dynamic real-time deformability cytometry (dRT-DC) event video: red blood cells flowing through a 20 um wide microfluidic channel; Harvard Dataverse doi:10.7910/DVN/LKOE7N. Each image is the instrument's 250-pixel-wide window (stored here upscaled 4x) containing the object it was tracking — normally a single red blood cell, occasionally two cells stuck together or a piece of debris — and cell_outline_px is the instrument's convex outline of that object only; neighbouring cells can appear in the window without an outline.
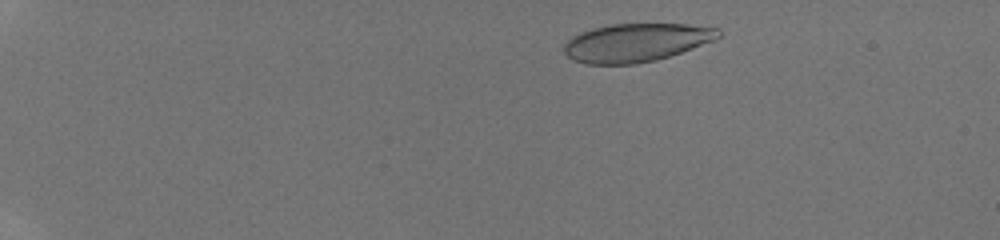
{"species": "human", "species_latin": "Homo sapiens", "temperature_condition": "room temperature", "stored_images_in_passage": 40, "camera_frame_rate_fps": 3000, "um_per_image_px": 0.085, "donor": {"sex": "male"}, "frame": {"image": 1, "passage_image": 4, "time_ms": 1.0, "image_size_px": [1000, 240], "cell_outline_px": [[720, 36], [716, 40], [656, 60], [636, 64], [584, 64], [572, 60], [564, 52], [564, 44], [572, 36], [580, 32], [592, 28], [608, 24], [684, 24], [720, 28]], "centroid_in_image_um": [54.05, 3.62], "position_along_channel_um": 30.9, "area_um2": 34.56}}
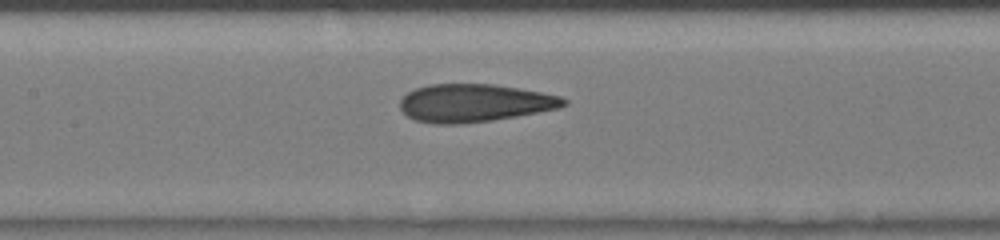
{"frame": {"image": 2, "passage_image": 20, "time_ms": 6.333, "image_size_px": [1000, 240], "cell_outline_px": [[568, 104], [560, 108], [516, 116], [492, 120], [456, 124], [432, 124], [416, 120], [408, 116], [400, 108], [400, 100], [408, 92], [416, 88], [428, 84], [492, 84], [540, 92], [560, 96], [568, 100]], "centroid_in_image_um": [40.32, 8.75], "position_along_channel_um": 167.1, "area_um2": 36.01}}
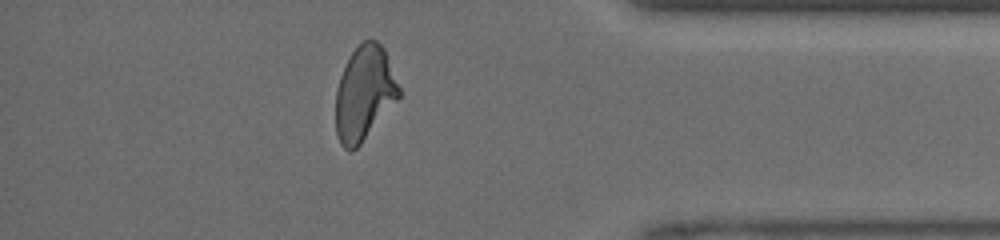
{"frame": {"image": 3, "passage_image": 36, "time_ms": 11.667, "image_size_px": [1000, 240], "cell_outline_px": [[400, 96], [360, 144], [352, 152], [348, 152], [340, 144], [336, 132], [336, 88], [340, 76], [352, 52], [364, 40], [376, 40], [384, 48], [400, 88]], "centroid_in_image_um": [30.95, 7.94], "position_along_channel_um": 404.2, "area_um2": 34.39}}